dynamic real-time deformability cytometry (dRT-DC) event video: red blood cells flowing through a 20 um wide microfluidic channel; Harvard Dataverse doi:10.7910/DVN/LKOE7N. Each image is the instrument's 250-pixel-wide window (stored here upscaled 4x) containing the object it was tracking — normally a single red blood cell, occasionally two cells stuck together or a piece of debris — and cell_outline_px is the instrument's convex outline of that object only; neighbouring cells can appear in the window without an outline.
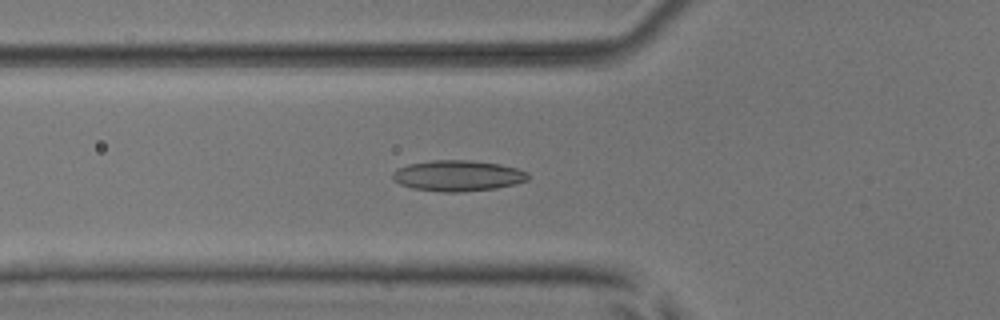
{"species": "common noctule bat (a hibernating species)", "species_latin": "Nyctalus noctula", "temperature_condition": "room temperature", "stored_images_in_passage": 52, "camera_frame_rate_fps": 3000, "um_per_image_px": 0.085, "animal": {"sex": "male", "body_mass_g": 17.9, "forearm_length_mm": 54.2}, "frame": {"image": 1, "passage_image": 19, "time_ms": 6.0, "image_size_px": [1000, 320], "cell_outline_px": [[528, 180], [496, 188], [460, 192], [444, 192], [412, 188], [400, 184], [392, 180], [392, 172], [396, 168], [408, 164], [432, 160], [468, 160], [500, 164], [516, 168], [528, 172]], "centroid_in_image_um": [38.86, 14.93], "position_along_channel_um": 86.9, "area_um2": 24.33}}
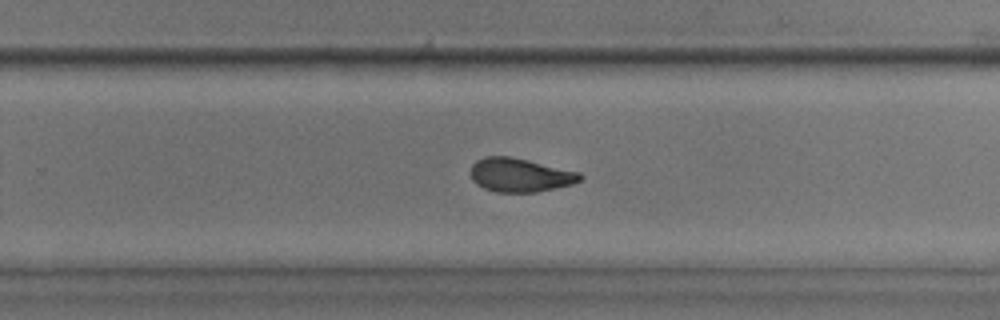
{"frame": {"image": 2, "passage_image": 34, "time_ms": 11.0, "image_size_px": [1000, 320], "cell_outline_px": [[584, 176], [580, 180], [572, 184], [556, 188], [536, 192], [496, 192], [484, 188], [476, 184], [472, 180], [472, 164], [476, 160], [484, 156], [512, 156], [580, 172]], "centroid_in_image_um": [44.21, 14.87], "position_along_channel_um": 285.6, "area_um2": 21.62}}
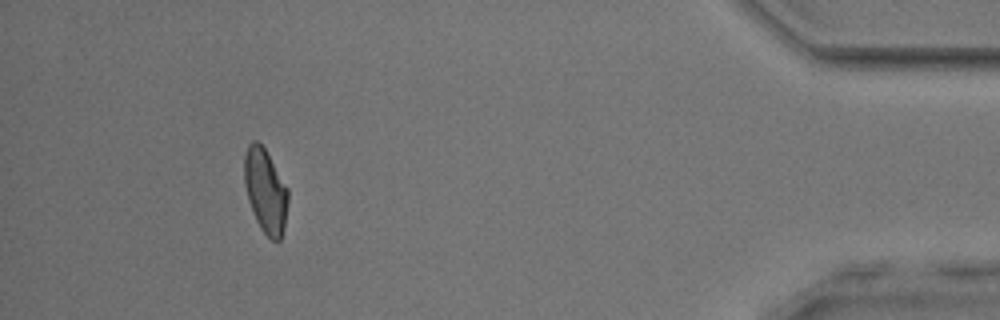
{"frame": {"image": 3, "passage_image": 48, "time_ms": 15.667, "image_size_px": [1000, 320], "cell_outline_px": [[288, 200], [284, 228], [280, 240], [272, 240], [260, 228], [256, 220], [248, 200], [244, 184], [244, 156], [248, 144], [252, 140], [256, 140], [264, 148], [288, 188]], "centroid_in_image_um": [22.55, 16.21], "position_along_channel_um": 412.6, "area_um2": 21.33}, "authors_computed_cell_mechanics": {"area_um2": 22.0796, "velocity_mm_per_s": 3.9755, "shape_relaxation_time_tau1_ms": 6.6118, "shape_relaxation_time_tau2_ms": 1.9357, "deformation_change_tau1": 0.152, "deformation_change_tau2": 0.0836}}